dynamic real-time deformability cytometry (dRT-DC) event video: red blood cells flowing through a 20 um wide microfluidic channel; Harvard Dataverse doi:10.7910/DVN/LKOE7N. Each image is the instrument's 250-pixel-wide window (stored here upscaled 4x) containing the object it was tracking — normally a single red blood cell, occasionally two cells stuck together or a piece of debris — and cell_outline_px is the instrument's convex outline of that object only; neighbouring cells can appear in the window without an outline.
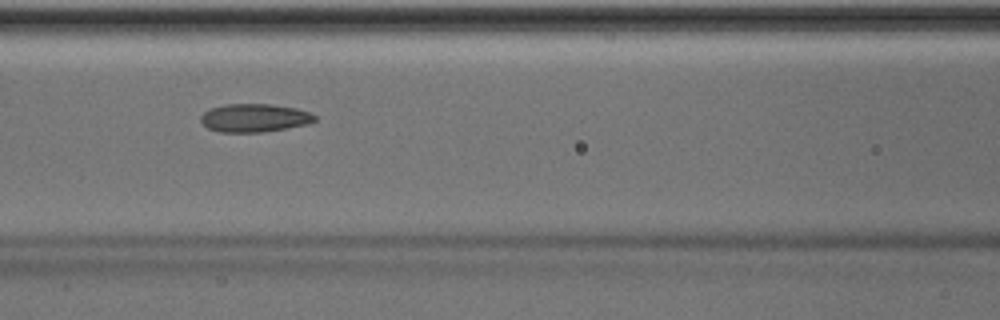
{"species": "Egyptian fruit bat (a non-hibernating species)", "species_latin": "Rousettus aegyptiacus", "temperature_condition": "room temperature", "stored_images_in_passage": 50, "camera_frame_rate_fps": 3000, "um_per_image_px": 0.085, "animal": {"sex": "male"}, "frame": {"image": 1, "passage_image": 22, "time_ms": 7.0, "image_size_px": [1000, 320], "cell_outline_px": [[316, 120], [308, 124], [260, 132], [220, 132], [208, 128], [200, 120], [200, 116], [204, 112], [212, 108], [224, 104], [272, 104], [296, 108], [308, 112], [316, 116]], "centroid_in_image_um": [21.61, 10.01], "position_along_channel_um": 145.0, "area_um2": 18.61}, "authors_computed_cell_mechanics": {"area_um2": 19.074, "velocity_mm_per_s": 4.0443, "shape_relaxation_time_tau1_ms": 4.4858, "shape_relaxation_time_tau2_ms": 2.041, "deformation_change_tau1": 0.1451, "deformation_change_tau2": 0.0945}}